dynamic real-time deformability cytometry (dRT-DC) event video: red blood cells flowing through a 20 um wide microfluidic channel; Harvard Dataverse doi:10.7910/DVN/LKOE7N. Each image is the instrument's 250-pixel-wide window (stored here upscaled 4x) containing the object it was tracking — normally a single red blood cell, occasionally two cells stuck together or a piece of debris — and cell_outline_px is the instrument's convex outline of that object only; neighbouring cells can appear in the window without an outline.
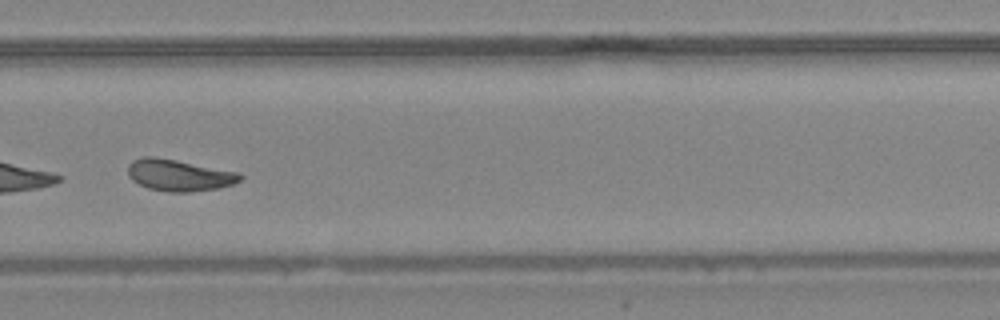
{"species": "common noctule bat (a hibernating species)", "species_latin": "Nyctalus noctula", "temperature_condition": "warm", "stored_images_in_passage": 47, "camera_frame_rate_fps": 3000, "um_per_image_px": 0.085, "animal": {"sex": "female", "body_mass_g": 24.6, "forearm_length_mm": 56.2}, "frame": {"image": 1, "passage_image": 34, "time_ms": 11.0, "image_size_px": [1000, 320], "cell_outline_px": [[244, 176], [240, 180], [232, 184], [220, 188], [188, 192], [168, 192], [148, 188], [132, 180], [128, 176], [128, 164], [132, 160], [144, 156], [156, 156], [240, 172]], "centroid_in_image_um": [15.22, 14.88], "position_along_channel_um": 314.6, "area_um2": 20.87}, "authors_computed_cell_mechanics": {"area_um2": 22.7154, "velocity_mm_per_s": 4.4199, "shape_relaxation_time_tau1_ms": 7.0039, "shape_relaxation_time_tau2_ms": 1.9106, "deformation_change_tau1": 0.1776, "deformation_change_tau2": 0.0763}}